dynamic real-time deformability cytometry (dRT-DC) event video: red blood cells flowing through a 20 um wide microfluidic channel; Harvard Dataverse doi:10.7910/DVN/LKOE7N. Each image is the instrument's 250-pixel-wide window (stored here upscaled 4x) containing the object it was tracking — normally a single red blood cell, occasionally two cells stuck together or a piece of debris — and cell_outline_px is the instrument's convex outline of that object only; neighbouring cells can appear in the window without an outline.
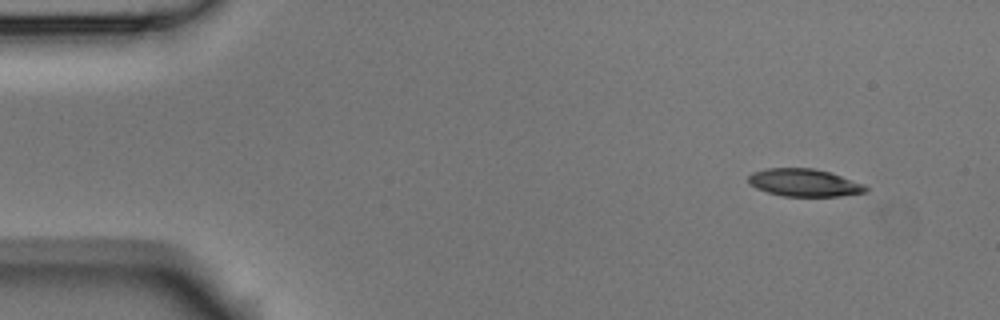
{"species": "Egyptian fruit bat (a non-hibernating species)", "species_latin": "Rousettus aegyptiacus", "temperature_condition": "room temperature", "stored_images_in_passage": 3, "segment_of_instrument_passage": [2, 2], "camera_frame_rate_fps": 3000, "um_per_image_px": 0.085, "animal": {"sex": "male"}, "frame": {"image": 1, "passage_image": 3, "time_ms": 0.667, "image_size_px": [1000, 320], "cell_outline_px": [[868, 192], [840, 196], [784, 196], [768, 192], [756, 188], [748, 184], [748, 176], [752, 172], [768, 168], [812, 168], [828, 172], [864, 184], [868, 188]], "centroid_in_image_um": [68.34, 15.53], "position_along_channel_um": 16.7, "area_um2": 18.79}}